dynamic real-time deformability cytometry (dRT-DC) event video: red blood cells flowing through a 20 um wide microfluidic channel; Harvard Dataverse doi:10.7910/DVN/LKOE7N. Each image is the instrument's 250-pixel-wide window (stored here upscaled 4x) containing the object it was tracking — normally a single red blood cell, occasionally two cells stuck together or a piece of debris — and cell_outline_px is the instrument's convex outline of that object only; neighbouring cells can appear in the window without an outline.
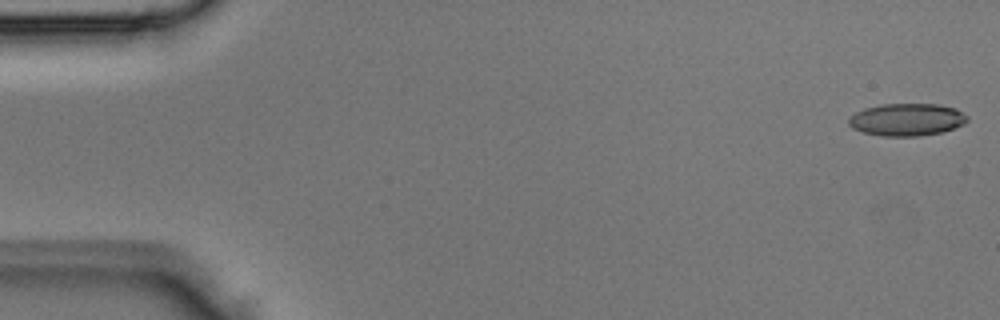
{"species": "Egyptian fruit bat (a non-hibernating species)", "species_latin": "Rousettus aegyptiacus", "temperature_condition": "room temperature", "stored_images_in_passage": 2, "camera_frame_rate_fps": 3000, "um_per_image_px": 0.085, "animal": {"sex": "male"}, "frame": {"image": 1, "passage_image": 1, "time_ms": 0.0, "image_size_px": [1000, 320], "cell_outline_px": [[968, 120], [964, 124], [944, 132], [920, 136], [880, 136], [864, 132], [852, 128], [848, 124], [848, 116], [864, 108], [880, 104], [940, 104], [956, 108], [968, 116]], "centroid_in_image_um": [77.08, 10.16], "position_along_channel_um": 7.9, "area_um2": 22.72}}